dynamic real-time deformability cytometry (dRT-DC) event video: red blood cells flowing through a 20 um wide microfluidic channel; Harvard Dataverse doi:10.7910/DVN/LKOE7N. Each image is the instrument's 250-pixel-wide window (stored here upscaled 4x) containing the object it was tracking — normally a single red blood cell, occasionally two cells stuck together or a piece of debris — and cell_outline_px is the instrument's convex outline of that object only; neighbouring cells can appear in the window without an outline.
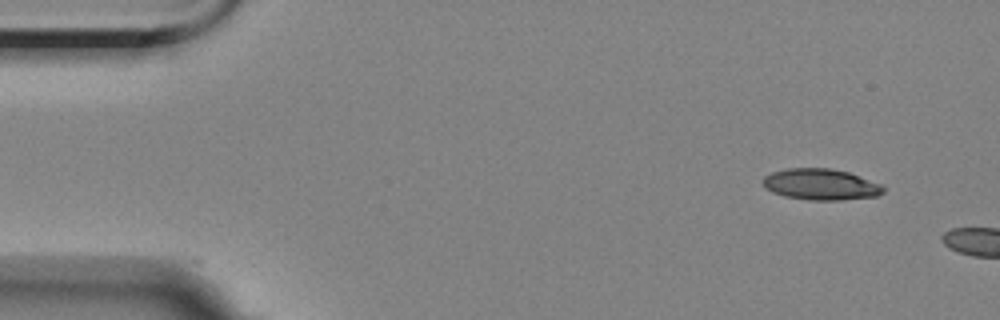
{"species": "Egyptian fruit bat (a non-hibernating species)", "species_latin": "Rousettus aegyptiacus", "temperature_condition": "room temperature", "stored_images_in_passage": 2, "camera_frame_rate_fps": 3000, "um_per_image_px": 0.085, "animal": {"sex": "female"}, "frame": {"image": 1, "passage_image": 1, "time_ms": 0.0, "image_size_px": [1000, 320], "cell_outline_px": [[884, 192], [876, 196], [840, 200], [808, 200], [784, 196], [772, 192], [764, 188], [764, 176], [772, 172], [788, 168], [828, 168], [848, 172], [880, 184], [884, 188]], "centroid_in_image_um": [69.74, 15.68], "position_along_channel_um": 15.3, "area_um2": 21.73}}